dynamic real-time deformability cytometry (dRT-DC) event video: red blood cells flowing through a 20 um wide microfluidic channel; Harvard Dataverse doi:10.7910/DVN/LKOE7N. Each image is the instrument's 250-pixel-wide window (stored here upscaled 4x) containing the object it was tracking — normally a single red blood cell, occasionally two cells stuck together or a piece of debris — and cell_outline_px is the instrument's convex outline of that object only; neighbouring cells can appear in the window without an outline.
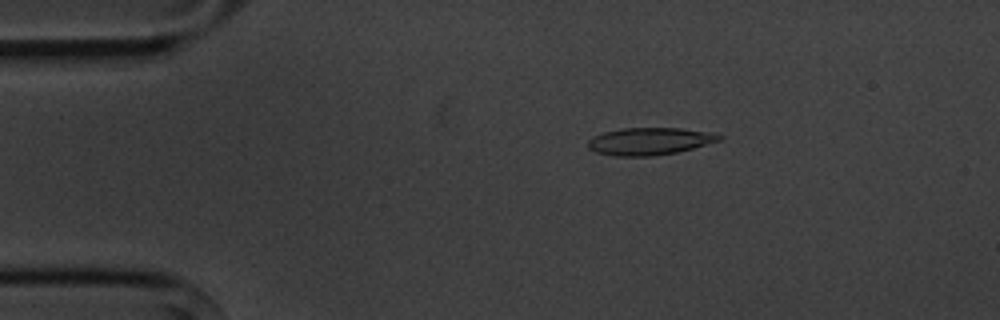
{"species": "common noctule bat (a hibernating species)", "species_latin": "Nyctalus noctula", "temperature_condition": "cold", "stored_images_in_passage": 2, "camera_frame_rate_fps": 3000, "um_per_image_px": 0.085, "animal": {"sex": "male", "body_mass_g": 20.1, "forearm_length_mm": 53.5}, "frame": {"image": 1, "passage_image": 1, "time_ms": 0.0, "image_size_px": [1000, 320], "cell_outline_px": [[724, 136], [720, 140], [692, 148], [676, 152], [652, 156], [616, 156], [596, 152], [588, 148], [588, 140], [592, 136], [604, 132], [624, 128], [680, 128], [712, 132]], "centroid_in_image_um": [55.2, 12.0], "position_along_channel_um": 29.8, "area_um2": 20.81}}